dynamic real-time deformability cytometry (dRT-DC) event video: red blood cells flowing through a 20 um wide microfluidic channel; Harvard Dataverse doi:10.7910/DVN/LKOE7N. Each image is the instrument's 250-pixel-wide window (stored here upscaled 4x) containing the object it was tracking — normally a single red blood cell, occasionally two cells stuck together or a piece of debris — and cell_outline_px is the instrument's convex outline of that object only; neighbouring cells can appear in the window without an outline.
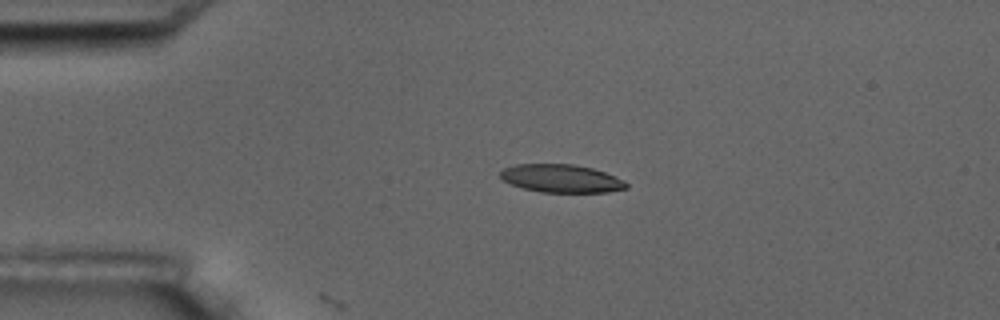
{"species": "common noctule bat (a hibernating species)", "species_latin": "Nyctalus noctula", "temperature_condition": "room temperature", "stored_images_in_passage": 5, "camera_frame_rate_fps": 3000, "um_per_image_px": 0.085, "animal": {"sex": "male", "body_mass_g": 17.5, "forearm_length_mm": 52.3}, "frame": {"image": 1, "passage_image": 3, "time_ms": 2.333, "image_size_px": [1000, 320], "cell_outline_px": [[628, 188], [608, 192], [540, 192], [524, 188], [512, 184], [504, 180], [500, 176], [500, 172], [504, 168], [516, 164], [572, 164], [592, 168], [604, 172], [624, 180], [628, 184]], "centroid_in_image_um": [47.73, 15.17], "position_along_channel_um": 37.3, "area_um2": 20.46}}